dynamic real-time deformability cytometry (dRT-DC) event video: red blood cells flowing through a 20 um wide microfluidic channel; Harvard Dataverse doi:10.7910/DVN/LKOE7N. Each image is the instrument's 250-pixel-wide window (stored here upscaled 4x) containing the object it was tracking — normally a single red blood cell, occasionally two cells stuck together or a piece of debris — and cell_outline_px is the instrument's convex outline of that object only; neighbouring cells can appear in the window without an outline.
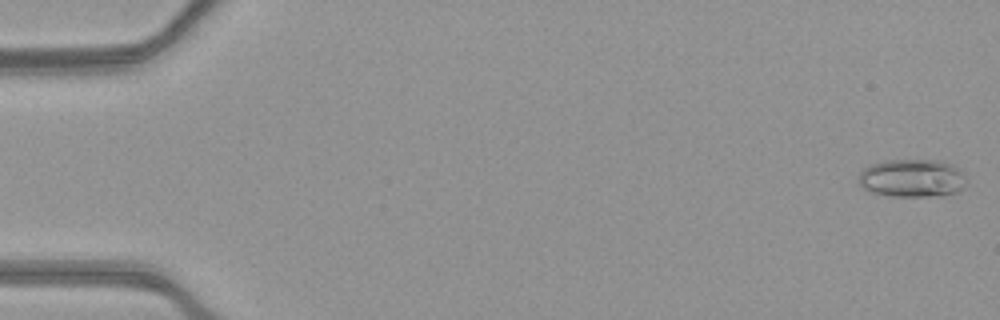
{"species": "common noctule bat (a hibernating species)", "species_latin": "Nyctalus noctula", "temperature_condition": "warm", "stored_images_in_passage": 49, "camera_frame_rate_fps": 3000, "um_per_image_px": 0.085, "animal": {"sex": "female", "body_mass_g": 21.9}, "frame": {"image": 1, "passage_image": 1, "time_ms": 0.0, "image_size_px": [1000, 320], "cell_outline_px": [[968, 180], [956, 192], [936, 196], [892, 196], [868, 192], [860, 184], [860, 172], [868, 164], [884, 160], [940, 160], [952, 164]], "centroid_in_image_um": [77.49, 15.13], "position_along_channel_um": 7.5, "area_um2": 23.87}}
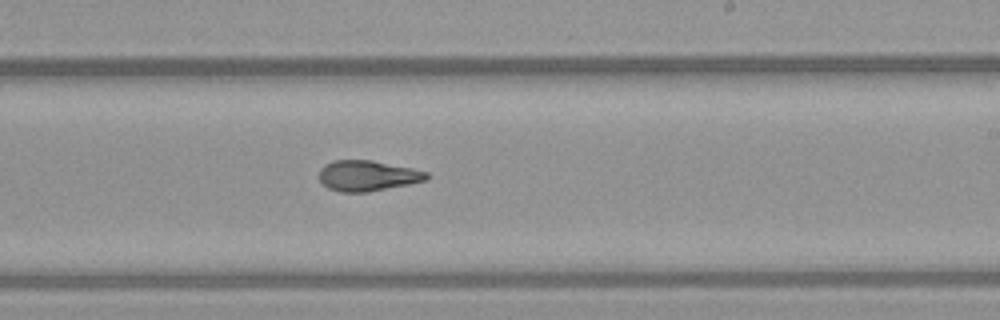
{"frame": {"image": 2, "passage_image": 32, "time_ms": 10.333, "image_size_px": [1000, 320], "cell_outline_px": [[428, 180], [368, 192], [340, 192], [328, 188], [320, 180], [320, 168], [324, 164], [332, 160], [372, 160], [412, 168], [428, 172]], "centroid_in_image_um": [31.23, 14.93], "position_along_channel_um": 257.8, "area_um2": 19.13}}
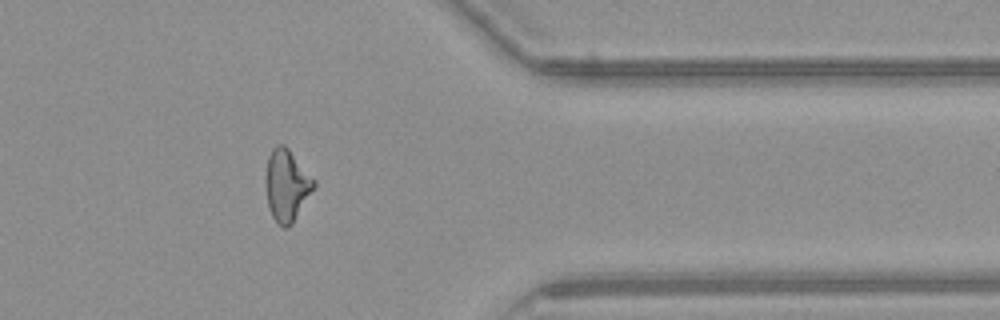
{"frame": {"image": 3, "passage_image": 43, "time_ms": 14.0, "image_size_px": [1000, 320], "cell_outline_px": [[316, 184], [292, 224], [288, 228], [284, 228], [272, 216], [268, 208], [264, 180], [264, 176], [268, 156], [272, 148], [276, 144], [284, 144], [288, 148], [316, 180]], "centroid_in_image_um": [24.34, 15.72], "position_along_channel_um": 387.1, "area_um2": 20.35}}